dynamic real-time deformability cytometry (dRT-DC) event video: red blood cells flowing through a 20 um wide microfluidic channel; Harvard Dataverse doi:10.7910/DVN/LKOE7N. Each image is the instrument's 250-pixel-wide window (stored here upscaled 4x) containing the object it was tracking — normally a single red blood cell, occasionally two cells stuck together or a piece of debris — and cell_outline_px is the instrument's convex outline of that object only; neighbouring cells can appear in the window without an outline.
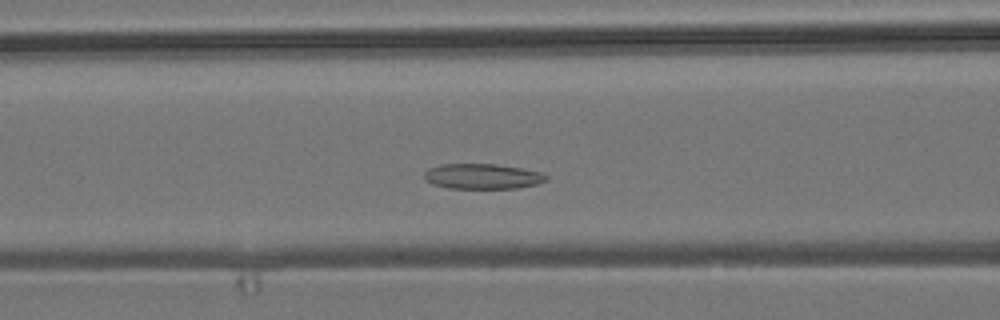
{"species": "common noctule bat (a hibernating species)", "species_latin": "Nyctalus noctula", "temperature_condition": "room temperature", "stored_images_in_passage": 40, "camera_frame_rate_fps": 3000, "um_per_image_px": 0.085, "animal": {"sex": "male", "body_mass_g": 19.2, "forearm_length_mm": 51.8}, "frame": {"image": 1, "passage_image": 14, "time_ms": 4.333, "image_size_px": [1000, 320], "cell_outline_px": [[548, 180], [536, 184], [516, 188], [448, 188], [432, 184], [424, 176], [424, 172], [428, 168], [440, 164], [496, 164], [520, 168], [540, 172], [548, 176]], "centroid_in_image_um": [41.0, 14.98], "position_along_channel_um": 125.6, "area_um2": 17.86}}
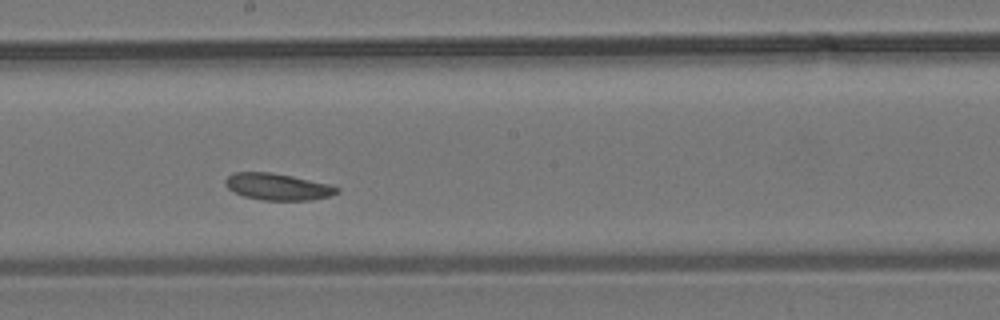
{"frame": {"image": 2, "passage_image": 22, "time_ms": 7.0, "image_size_px": [1000, 320], "cell_outline_px": [[340, 192], [332, 196], [312, 200], [260, 200], [244, 196], [228, 188], [224, 180], [228, 176], [236, 172], [272, 172], [292, 176], [328, 184], [340, 188]], "centroid_in_image_um": [23.64, 15.88], "position_along_channel_um": 224.6, "area_um2": 17.34}}
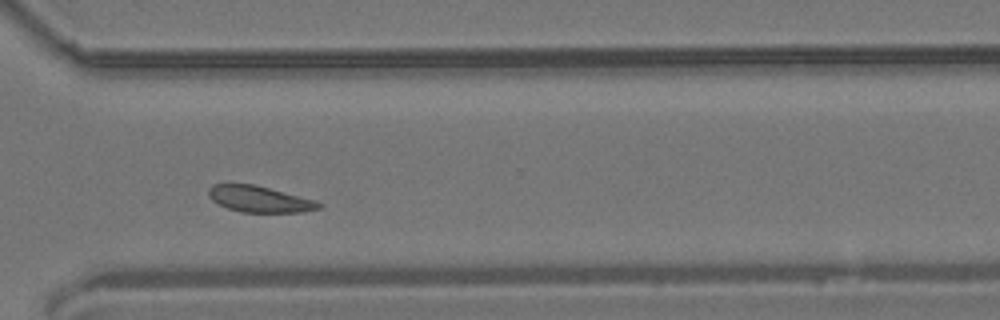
{"frame": {"image": 3, "passage_image": 32, "time_ms": 10.333, "image_size_px": [1000, 320], "cell_outline_px": [[324, 204], [320, 208], [300, 212], [240, 212], [228, 208], [212, 200], [208, 196], [208, 188], [212, 184], [256, 184], [316, 200]], "centroid_in_image_um": [22.07, 16.91], "position_along_channel_um": 348.5, "area_um2": 16.94}, "authors_computed_cell_mechanics": {"area_um2": 18.496, "velocity_mm_per_s": 3.7251, "shape_relaxation_time_tau1_ms": 2.8271, "shape_relaxation_time_tau2_ms": 3.1044, "deformation_change_tau1": 0.0659, "deformation_change_tau2": 0.0696}}